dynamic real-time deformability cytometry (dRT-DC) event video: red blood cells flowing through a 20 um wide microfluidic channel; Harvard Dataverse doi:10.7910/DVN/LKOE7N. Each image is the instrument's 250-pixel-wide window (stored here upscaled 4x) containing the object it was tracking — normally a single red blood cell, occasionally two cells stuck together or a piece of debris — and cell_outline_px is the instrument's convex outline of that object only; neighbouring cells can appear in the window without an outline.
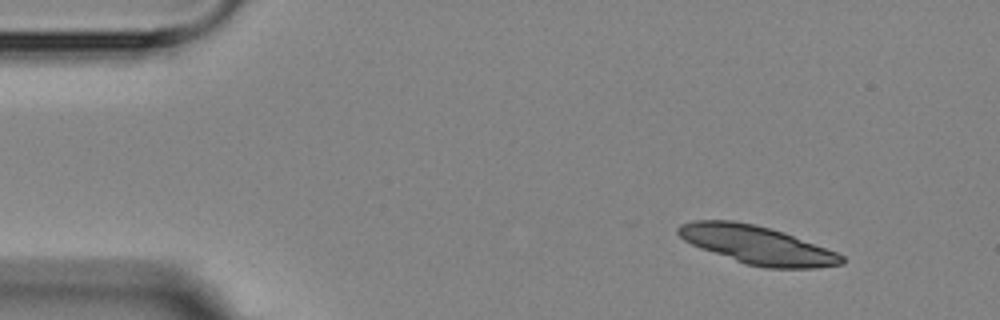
{"species": "Egyptian fruit bat (a non-hibernating species)", "species_latin": "Rousettus aegyptiacus", "temperature_condition": "room temperature", "stored_images_in_passage": 4, "camera_frame_rate_fps": 3000, "um_per_image_px": 0.085, "animal": {"sex": "female"}, "frame": {"image": 1, "passage_image": 1, "time_ms": 0.0, "image_size_px": [1000, 320], "cell_outline_px": [[844, 264], [816, 268], [764, 268], [744, 264], [700, 248], [684, 240], [676, 232], [676, 228], [680, 224], [692, 220], [732, 220], [756, 224], [784, 232], [836, 252], [844, 256]], "centroid_in_image_um": [64.33, 20.82], "position_along_channel_um": 20.7, "area_um2": 36.59}}